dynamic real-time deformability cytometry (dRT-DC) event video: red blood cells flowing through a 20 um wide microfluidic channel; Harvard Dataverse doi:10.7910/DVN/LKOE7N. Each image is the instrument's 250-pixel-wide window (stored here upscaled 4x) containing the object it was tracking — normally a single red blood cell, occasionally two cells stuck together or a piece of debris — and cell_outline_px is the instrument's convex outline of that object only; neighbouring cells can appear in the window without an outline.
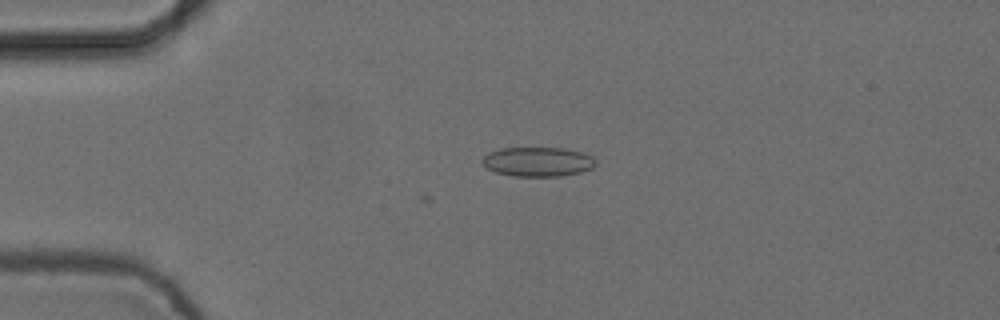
{"species": "common noctule bat (a hibernating species)", "species_latin": "Nyctalus noctula", "temperature_condition": "cold", "stored_images_in_passage": 5, "camera_frame_rate_fps": 3000, "um_per_image_px": 0.085, "animal": {"sex": "female", "body_mass_g": 24.6, "forearm_length_mm": 56.2}, "frame": {"image": 1, "passage_image": 3, "time_ms": 0.667, "image_size_px": [1000, 320], "cell_outline_px": [[596, 164], [592, 168], [580, 172], [560, 176], [512, 176], [496, 172], [488, 168], [480, 160], [488, 152], [500, 148], [564, 148], [580, 152], [592, 156], [596, 160]], "centroid_in_image_um": [45.7, 13.74], "position_along_channel_um": 39.3, "area_um2": 19.42}}
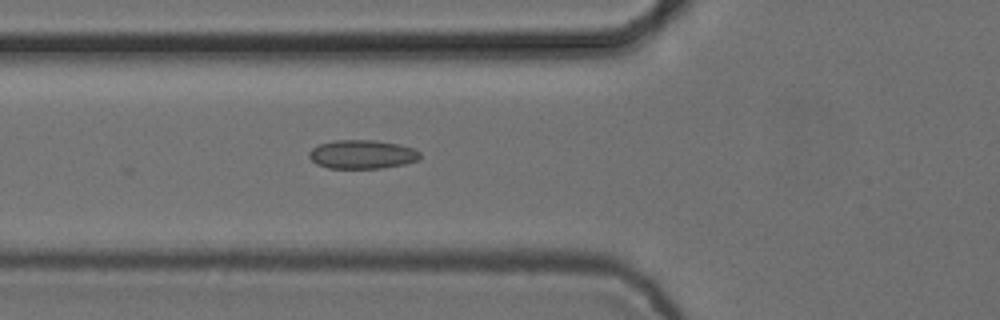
{"frame": {"image": 2, "passage_image": 5, "time_ms": 1.333, "image_size_px": [1000, 320], "cell_outline_px": [[420, 156], [416, 160], [404, 164], [380, 168], [328, 168], [316, 164], [308, 156], [308, 152], [312, 148], [320, 144], [336, 140], [376, 140], [400, 144], [412, 148], [420, 152]], "centroid_in_image_um": [30.76, 13.11], "position_along_channel_um": 95.0, "area_um2": 18.55}}